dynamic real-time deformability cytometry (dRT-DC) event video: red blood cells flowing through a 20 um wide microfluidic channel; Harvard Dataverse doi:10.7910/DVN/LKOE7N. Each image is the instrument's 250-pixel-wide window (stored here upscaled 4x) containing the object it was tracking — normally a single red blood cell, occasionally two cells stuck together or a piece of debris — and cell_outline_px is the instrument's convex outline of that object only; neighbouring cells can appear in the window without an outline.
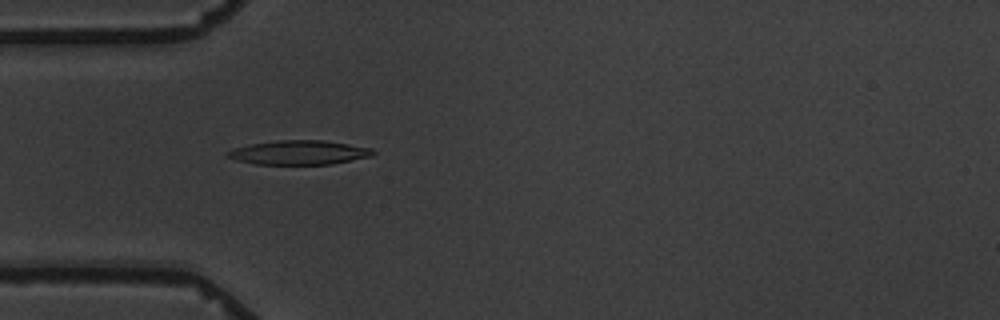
{"species": "common noctule bat (a hibernating species)", "species_latin": "Nyctalus noctula", "temperature_condition": "warm", "stored_images_in_passage": 5, "camera_frame_rate_fps": 3000, "um_per_image_px": 0.085, "animal": {"sex": "male", "body_mass_g": 19.5, "forearm_length_mm": 54.6}, "frame": {"image": 1, "passage_image": 4, "time_ms": 3.667, "image_size_px": [1000, 320], "cell_outline_px": [[376, 152], [372, 156], [332, 164], [256, 164], [236, 160], [228, 156], [228, 152], [232, 148], [252, 144], [280, 140], [320, 140], [348, 144], [372, 148]], "centroid_in_image_um": [25.45, 12.96], "position_along_channel_um": 59.5, "area_um2": 20.29}}
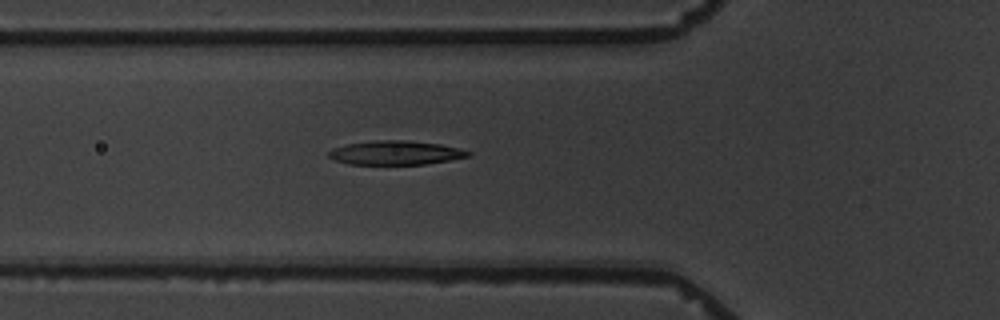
{"frame": {"image": 2, "passage_image": 5, "time_ms": 4.667, "image_size_px": [1000, 320], "cell_outline_px": [[472, 152], [468, 156], [448, 160], [424, 164], [348, 164], [336, 160], [328, 156], [328, 152], [332, 148], [348, 144], [376, 140], [408, 140], [440, 144], [460, 148]], "centroid_in_image_um": [33.62, 12.98], "position_along_channel_um": 92.2, "area_um2": 19.36}}